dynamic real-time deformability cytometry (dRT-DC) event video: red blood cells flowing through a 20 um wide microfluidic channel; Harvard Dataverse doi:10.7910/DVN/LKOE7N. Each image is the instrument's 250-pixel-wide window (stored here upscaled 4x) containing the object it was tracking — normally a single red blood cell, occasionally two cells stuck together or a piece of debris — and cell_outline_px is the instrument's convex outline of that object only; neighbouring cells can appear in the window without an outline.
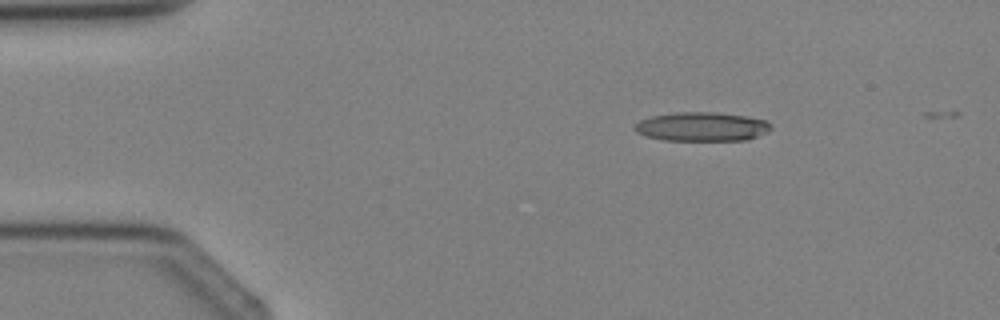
{"species": "Egyptian fruit bat (a non-hibernating species)", "species_latin": "Rousettus aegyptiacus", "temperature_condition": "cold", "stored_images_in_passage": 2, "camera_frame_rate_fps": 3000, "um_per_image_px": 0.085, "animal": {"sex": "female"}, "frame": {"image": 1, "passage_image": 1, "time_ms": 0.0, "image_size_px": [1000, 320], "cell_outline_px": [[772, 128], [768, 132], [748, 140], [664, 140], [648, 136], [636, 132], [632, 128], [640, 120], [652, 116], [676, 112], [716, 112], [744, 116], [768, 120]], "centroid_in_image_um": [59.69, 10.76], "position_along_channel_um": 25.3, "area_um2": 23.06}}